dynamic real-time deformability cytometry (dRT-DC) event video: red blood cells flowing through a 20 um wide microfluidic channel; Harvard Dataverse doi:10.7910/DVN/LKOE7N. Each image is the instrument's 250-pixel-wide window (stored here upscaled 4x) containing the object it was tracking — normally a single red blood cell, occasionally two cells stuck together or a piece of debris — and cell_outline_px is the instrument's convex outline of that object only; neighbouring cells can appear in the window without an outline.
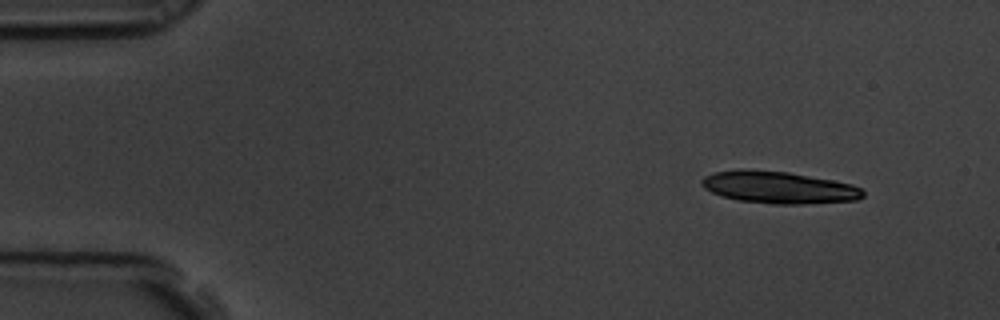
{"species": "common noctule bat (a hibernating species)", "species_latin": "Nyctalus noctula", "temperature_condition": "room temperature", "stored_images_in_passage": 6, "camera_frame_rate_fps": 3000, "um_per_image_px": 0.085, "animal": {"sex": "male", "body_mass_g": 19.5, "forearm_length_mm": 54.6}, "frame": {"image": 1, "passage_image": 1, "time_ms": 0.0, "image_size_px": [1000, 320], "cell_outline_px": [[864, 196], [856, 200], [804, 204], [772, 204], [740, 200], [720, 196], [704, 188], [700, 184], [700, 180], [704, 176], [716, 172], [736, 168], [744, 168], [788, 172], [832, 180], [852, 184], [860, 188], [864, 192]], "centroid_in_image_um": [66.14, 15.92], "position_along_channel_um": 18.9, "area_um2": 30.35}}
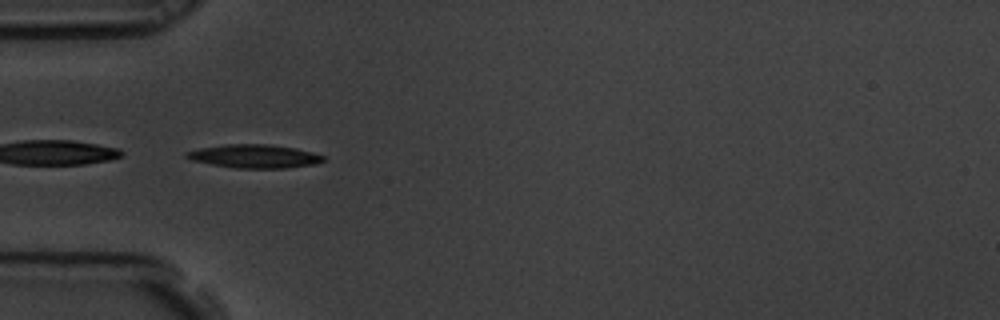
{"frame": {"image": 2, "passage_image": 5, "time_ms": 1.333, "image_size_px": [1000, 320], "cell_outline_px": [[324, 160], [316, 164], [284, 168], [236, 168], [212, 164], [192, 160], [184, 156], [184, 152], [200, 148], [224, 144], [268, 144], [296, 148], [312, 152], [324, 156]], "centroid_in_image_um": [21.61, 13.27], "position_along_channel_um": 63.4, "area_um2": 18.67}}